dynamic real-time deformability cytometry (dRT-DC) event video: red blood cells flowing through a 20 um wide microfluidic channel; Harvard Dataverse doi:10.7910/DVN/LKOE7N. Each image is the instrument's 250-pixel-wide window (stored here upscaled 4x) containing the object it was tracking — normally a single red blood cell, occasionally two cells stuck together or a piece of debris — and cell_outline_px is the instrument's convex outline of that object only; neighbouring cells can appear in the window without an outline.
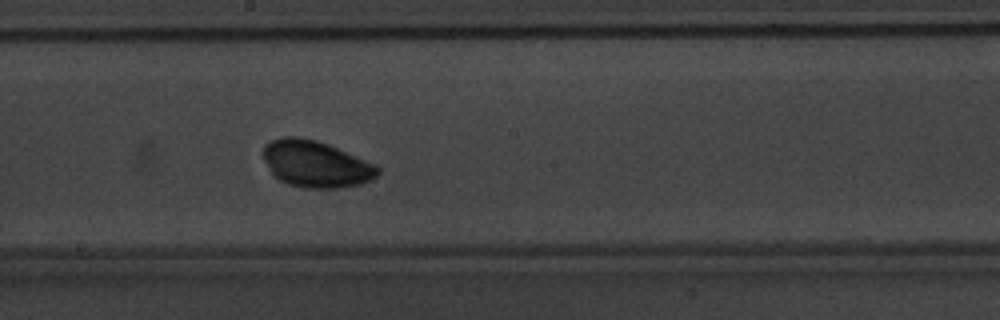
{"species": "common noctule bat (a hibernating species)", "species_latin": "Nyctalus noctula", "temperature_condition": "warm", "stored_images_in_passage": 39, "camera_frame_rate_fps": 3000, "um_per_image_px": 0.085, "animal": {"sex": "male", "body_mass_g": 20.1, "forearm_length_mm": 53.5}, "frame": {"image": 1, "passage_image": 16, "time_ms": 5.0, "image_size_px": [1000, 320], "cell_outline_px": [[380, 172], [372, 180], [360, 184], [340, 188], [304, 188], [288, 184], [272, 176], [264, 160], [264, 144], [280, 136], [296, 136], [316, 140], [328, 144], [376, 164], [380, 168]], "centroid_in_image_um": [26.84, 13.94], "position_along_channel_um": 221.4, "area_um2": 31.39}}
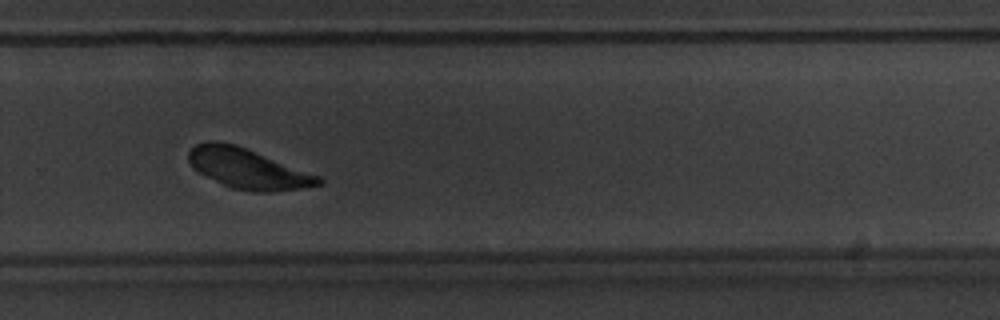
{"frame": {"image": 2, "passage_image": 23, "time_ms": 7.333, "image_size_px": [1000, 320], "cell_outline_px": [[324, 184], [304, 188], [272, 192], [252, 192], [232, 188], [192, 168], [188, 160], [188, 152], [196, 144], [208, 140], [236, 144], [320, 176], [324, 180]], "centroid_in_image_um": [21.1, 14.33], "position_along_channel_um": 308.7, "area_um2": 30.35}}
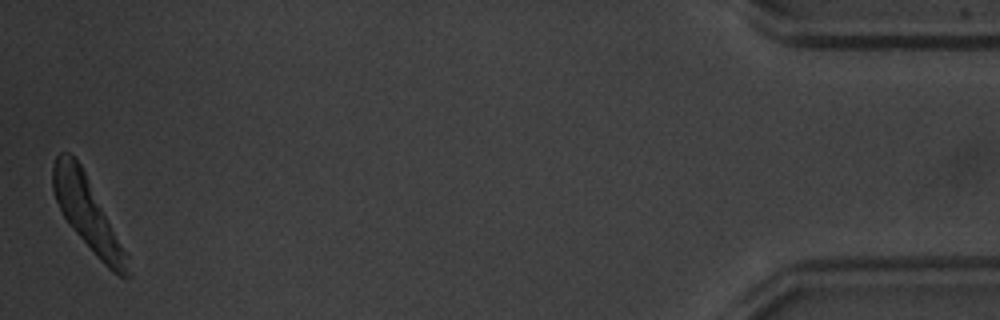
{"frame": {"image": 3, "passage_image": 39, "time_ms": 12.667, "image_size_px": [1000, 320], "cell_outline_px": [[132, 272], [128, 276], [120, 276], [112, 272], [96, 256], [68, 224], [56, 200], [52, 188], [52, 164], [56, 156], [60, 152], [68, 152], [80, 164], [128, 256]], "centroid_in_image_um": [7.42, 18.18], "position_along_channel_um": 427.8, "area_um2": 30.75}}